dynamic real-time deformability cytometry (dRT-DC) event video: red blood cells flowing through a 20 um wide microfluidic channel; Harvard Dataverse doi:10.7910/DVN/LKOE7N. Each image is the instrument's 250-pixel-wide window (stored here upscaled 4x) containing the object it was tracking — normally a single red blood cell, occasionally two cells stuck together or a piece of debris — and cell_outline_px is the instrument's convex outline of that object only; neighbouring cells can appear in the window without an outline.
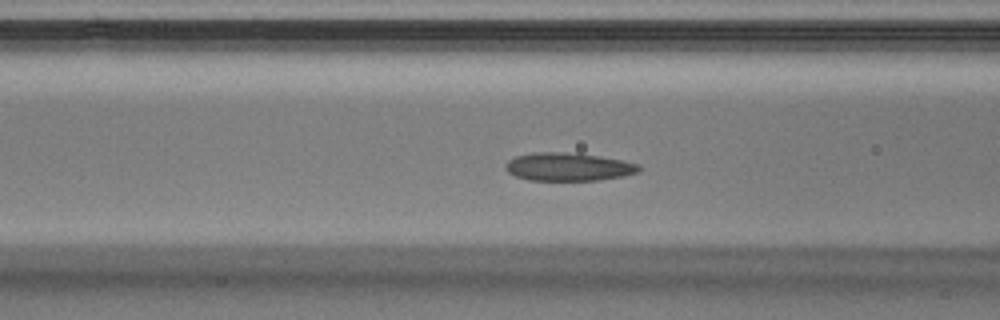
{"species": "Egyptian fruit bat (a non-hibernating species)", "species_latin": "Rousettus aegyptiacus", "temperature_condition": "warm", "stored_images_in_passage": 29, "camera_frame_rate_fps": 3000, "um_per_image_px": 0.085, "animal": {"sex": "male"}, "frame": {"image": 1, "passage_image": 4, "time_ms": 1.0, "image_size_px": [1000, 320], "cell_outline_px": [[640, 172], [624, 176], [600, 180], [528, 180], [516, 176], [508, 172], [504, 168], [504, 164], [508, 160], [516, 156], [536, 152], [564, 152], [600, 156], [640, 164]], "centroid_in_image_um": [48.31, 14.18], "position_along_channel_um": 118.3, "area_um2": 21.91}}
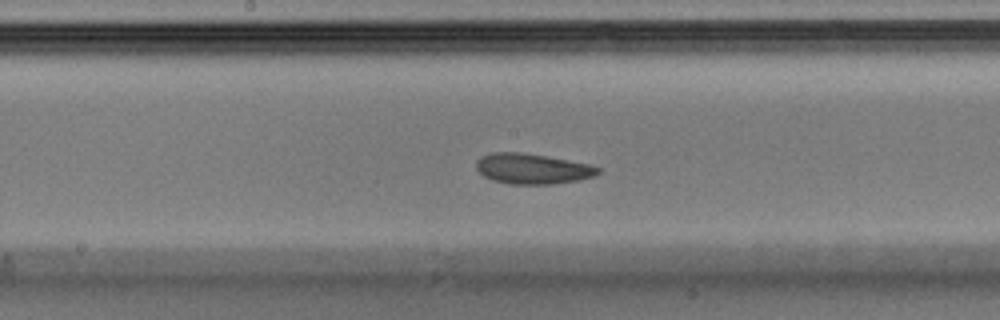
{"frame": {"image": 2, "passage_image": 9, "time_ms": 2.667, "image_size_px": [1000, 320], "cell_outline_px": [[600, 172], [592, 176], [580, 180], [552, 184], [508, 184], [492, 180], [484, 176], [476, 168], [476, 160], [480, 156], [492, 152], [520, 152], [544, 156], [588, 164], [600, 168]], "centroid_in_image_um": [45.2, 14.35], "position_along_channel_um": 203.0, "area_um2": 21.44}}
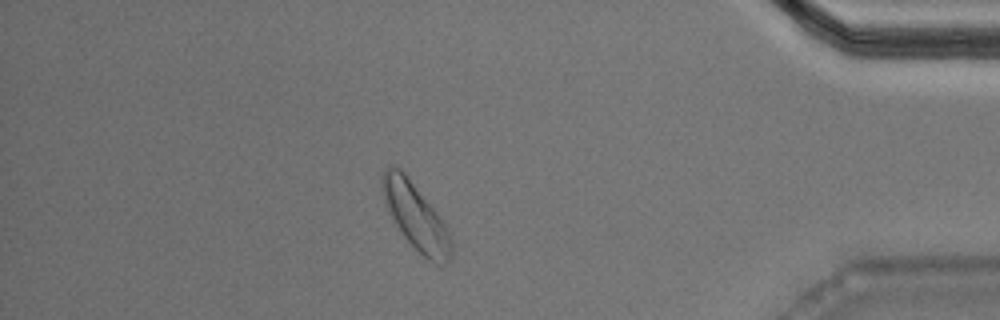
{"frame": {"image": 3, "passage_image": 23, "time_ms": 7.333, "image_size_px": [1000, 320], "cell_outline_px": [[452, 256], [444, 264], [436, 264], [428, 260], [400, 232], [388, 212], [380, 188], [380, 176], [384, 168], [392, 164], [400, 168], [408, 176], [436, 212], [448, 228], [452, 240]], "centroid_in_image_um": [35.3, 18.35], "position_along_channel_um": 399.9, "area_um2": 26.82}}